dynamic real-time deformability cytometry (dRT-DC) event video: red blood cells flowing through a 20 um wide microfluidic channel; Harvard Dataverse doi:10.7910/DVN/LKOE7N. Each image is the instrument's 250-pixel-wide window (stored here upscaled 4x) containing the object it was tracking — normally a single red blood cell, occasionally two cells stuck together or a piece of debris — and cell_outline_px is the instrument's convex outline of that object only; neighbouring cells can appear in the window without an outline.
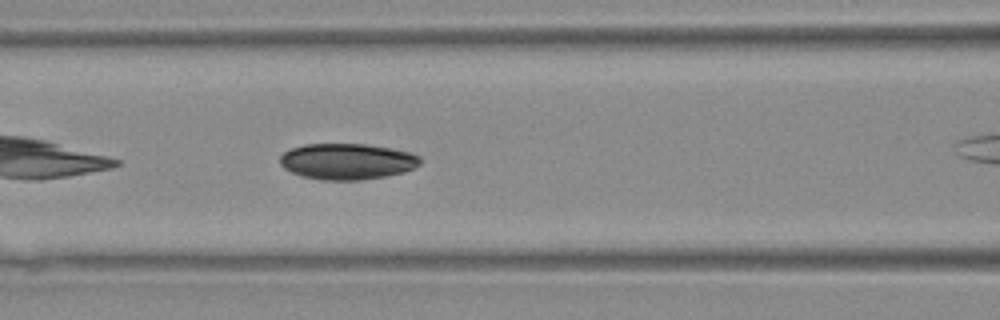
{"species": "Egyptian fruit bat (a non-hibernating species)", "species_latin": "Rousettus aegyptiacus", "temperature_condition": "warm", "stored_images_in_passage": 24, "camera_frame_rate_fps": 3000, "um_per_image_px": 0.085, "animal": {"sex": "female"}, "frame": {"image": 1, "passage_image": 8, "time_ms": 2.333, "image_size_px": [1000, 320], "cell_outline_px": [[420, 164], [412, 168], [400, 172], [384, 176], [360, 180], [320, 180], [304, 176], [292, 172], [284, 168], [280, 164], [280, 156], [284, 152], [292, 148], [304, 144], [364, 144], [392, 148], [408, 152], [420, 156]], "centroid_in_image_um": [29.47, 13.71], "position_along_channel_um": 137.1, "area_um2": 29.19}}